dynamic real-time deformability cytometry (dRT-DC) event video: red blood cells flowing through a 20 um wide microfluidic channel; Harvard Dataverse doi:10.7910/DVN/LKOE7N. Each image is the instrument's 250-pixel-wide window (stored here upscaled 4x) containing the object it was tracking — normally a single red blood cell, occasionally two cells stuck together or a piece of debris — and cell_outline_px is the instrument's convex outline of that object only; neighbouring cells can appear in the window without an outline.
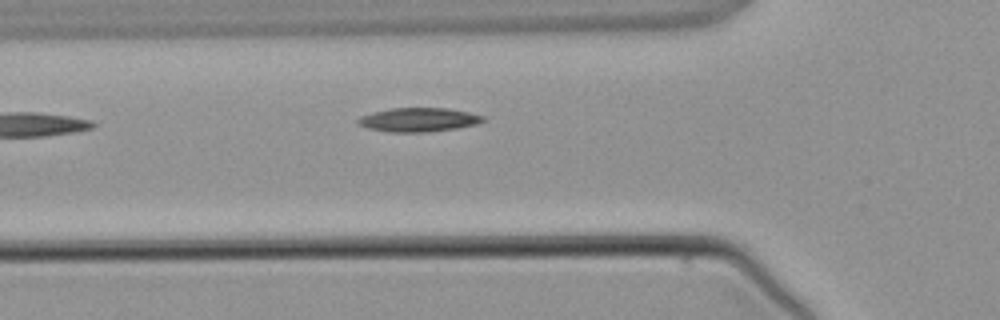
{"species": "common noctule bat (a hibernating species)", "species_latin": "Nyctalus noctula", "temperature_condition": "warm", "stored_images_in_passage": 4, "camera_frame_rate_fps": 3000, "um_per_image_px": 0.085, "animal": {"sex": "male", "body_mass_g": 21.5, "forearm_length_mm": 52.0}, "frame": {"image": 1, "passage_image": 4, "time_ms": 3.667, "image_size_px": [1000, 320], "cell_outline_px": [[484, 120], [476, 124], [456, 128], [428, 132], [388, 132], [368, 128], [360, 124], [356, 120], [360, 116], [372, 112], [392, 108], [448, 108], [468, 112], [484, 116]], "centroid_in_image_um": [35.56, 10.17], "position_along_channel_um": 90.2, "area_um2": 17.34}}